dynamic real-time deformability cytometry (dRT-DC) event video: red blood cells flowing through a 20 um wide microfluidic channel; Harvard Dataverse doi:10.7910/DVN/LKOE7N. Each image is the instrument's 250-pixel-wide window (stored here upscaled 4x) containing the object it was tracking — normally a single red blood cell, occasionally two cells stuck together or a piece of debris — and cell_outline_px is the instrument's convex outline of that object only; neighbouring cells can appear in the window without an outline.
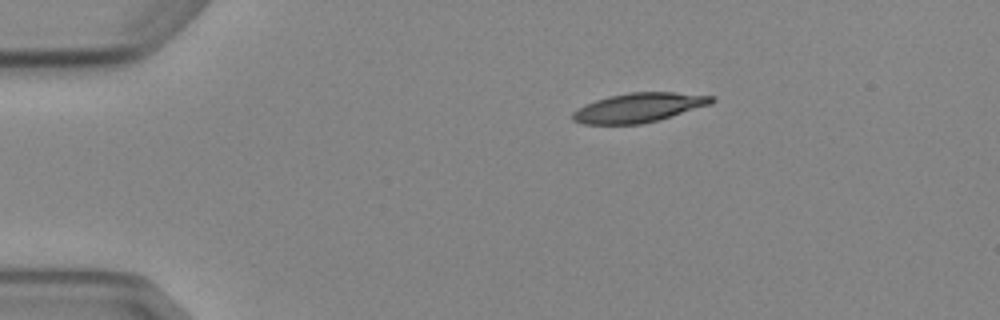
{"species": "Egyptian fruit bat (a non-hibernating species)", "species_latin": "Rousettus aegyptiacus", "temperature_condition": "cold", "stored_images_in_passage": 2, "camera_frame_rate_fps": 3000, "um_per_image_px": 0.085, "animal": {"sex": "female"}, "frame": {"image": 1, "passage_image": 2, "time_ms": 2.0, "image_size_px": [1000, 320], "cell_outline_px": [[716, 100], [712, 104], [656, 120], [640, 124], [584, 124], [572, 120], [572, 112], [584, 104], [608, 96], [628, 92], [672, 92], [716, 96]], "centroid_in_image_um": [54.29, 9.13], "position_along_channel_um": 30.7, "area_um2": 23.7}}